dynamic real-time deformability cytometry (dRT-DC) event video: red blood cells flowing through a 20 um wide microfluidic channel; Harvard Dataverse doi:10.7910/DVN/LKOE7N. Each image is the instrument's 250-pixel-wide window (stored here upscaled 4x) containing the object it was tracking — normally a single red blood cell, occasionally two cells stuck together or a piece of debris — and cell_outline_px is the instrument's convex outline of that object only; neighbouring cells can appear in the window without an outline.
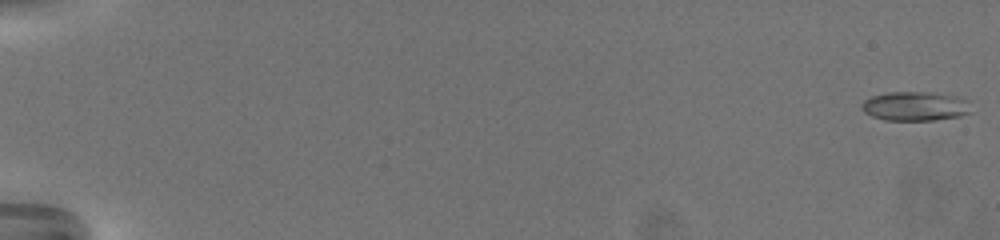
{"species": "common noctule bat (a hibernating species)", "species_latin": "Nyctalus noctula", "temperature_condition": "warm", "stored_images_in_passage": 68, "camera_frame_rate_fps": 3000, "um_per_image_px": 0.085, "animal": {"sex": "female", "body_mass_g": 19.5, "forearm_length_mm": 54.1}, "frame": {"image": 1, "passage_image": 1, "time_ms": 0.0, "image_size_px": [1000, 240], "cell_outline_px": [[972, 112], [960, 116], [936, 120], [884, 120], [872, 116], [864, 112], [860, 108], [860, 104], [864, 100], [872, 96], [888, 92], [928, 92], [956, 96], [972, 100]], "centroid_in_image_um": [77.84, 9.02], "position_along_channel_um": 7.2, "area_um2": 19.02}}
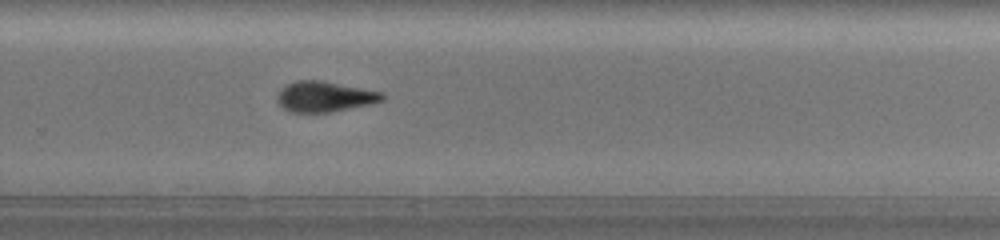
{"frame": {"image": 2, "passage_image": 48, "time_ms": 15.667, "image_size_px": [1000, 240], "cell_outline_px": [[384, 100], [368, 104], [332, 112], [292, 112], [284, 108], [276, 100], [280, 88], [296, 80], [320, 80], [384, 92]], "centroid_in_image_um": [27.59, 8.2], "position_along_channel_um": 302.2, "area_um2": 18.55}}
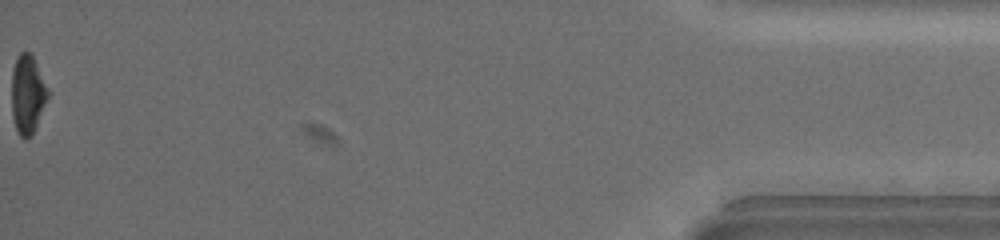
{"frame": {"image": 3, "passage_image": 68, "time_ms": 22.333, "image_size_px": [1000, 240], "cell_outline_px": [[48, 96], [32, 136], [28, 140], [24, 140], [20, 136], [16, 128], [12, 116], [12, 72], [16, 60], [20, 52], [32, 52], [48, 88]], "centroid_in_image_um": [2.34, 8.02], "position_along_channel_um": 432.9, "area_um2": 16.65}, "authors_computed_cell_mechanics": {"area_um2": 18.0914, "velocity_mm_per_s": 3.2514, "shape_relaxation_time_tau1_ms": 3.2203, "shape_relaxation_time_tau2_ms": 4.9487, "deformation_change_tau1": 0.1506, "deformation_change_tau2": 0.1197}}